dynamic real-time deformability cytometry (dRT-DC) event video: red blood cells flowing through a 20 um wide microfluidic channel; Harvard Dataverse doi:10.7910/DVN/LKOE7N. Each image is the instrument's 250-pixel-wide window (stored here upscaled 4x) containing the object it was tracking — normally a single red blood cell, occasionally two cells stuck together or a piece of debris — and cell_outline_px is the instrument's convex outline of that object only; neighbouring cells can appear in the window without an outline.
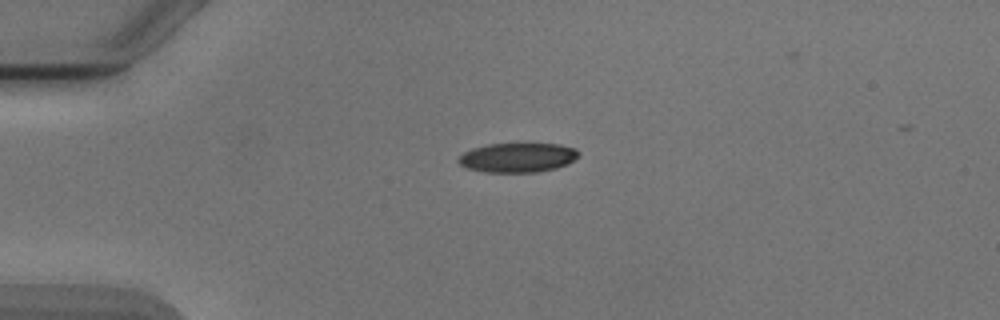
{"species": "Egyptian fruit bat (a non-hibernating species)", "species_latin": "Rousettus aegyptiacus", "temperature_condition": "cold", "stored_images_in_passage": 2, "camera_frame_rate_fps": 3000, "um_per_image_px": 0.085, "animal": {"sex": "male"}, "frame": {"image": 1, "passage_image": 1, "time_ms": 0.0, "image_size_px": [1000, 320], "cell_outline_px": [[580, 156], [568, 164], [556, 168], [536, 172], [484, 172], [468, 168], [460, 164], [456, 160], [464, 152], [472, 148], [488, 144], [560, 144], [576, 148], [580, 152]], "centroid_in_image_um": [44.03, 13.39], "position_along_channel_um": 41.0, "area_um2": 20.69}}